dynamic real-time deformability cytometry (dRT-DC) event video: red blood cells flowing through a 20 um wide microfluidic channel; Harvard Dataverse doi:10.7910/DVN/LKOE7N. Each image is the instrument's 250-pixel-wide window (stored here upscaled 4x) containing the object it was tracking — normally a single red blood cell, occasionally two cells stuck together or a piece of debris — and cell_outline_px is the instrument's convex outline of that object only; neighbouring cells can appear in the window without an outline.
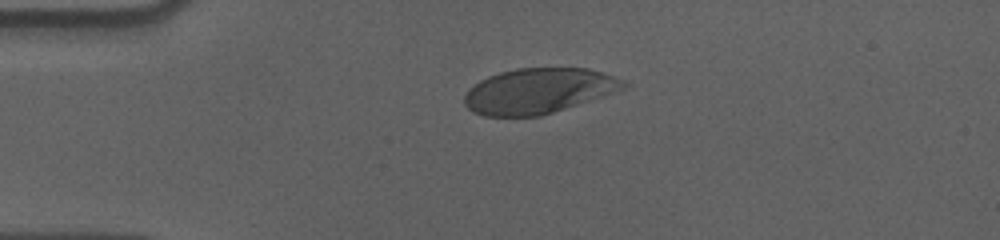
{"species": "human", "species_latin": "Homo sapiens", "temperature_condition": "cold", "stored_images_in_passage": 44, "camera_frame_rate_fps": 3000, "um_per_image_px": 0.085, "donor": {"sex": "male"}, "frame": {"image": 1, "passage_image": 1, "time_ms": 0.0, "image_size_px": [1000, 240], "cell_outline_px": [[628, 84], [624, 88], [540, 116], [484, 116], [472, 112], [464, 104], [464, 96], [468, 88], [480, 80], [488, 76], [500, 72], [516, 68], [588, 68], [624, 80]], "centroid_in_image_um": [45.69, 7.72], "position_along_channel_um": 39.3, "area_um2": 41.5}}
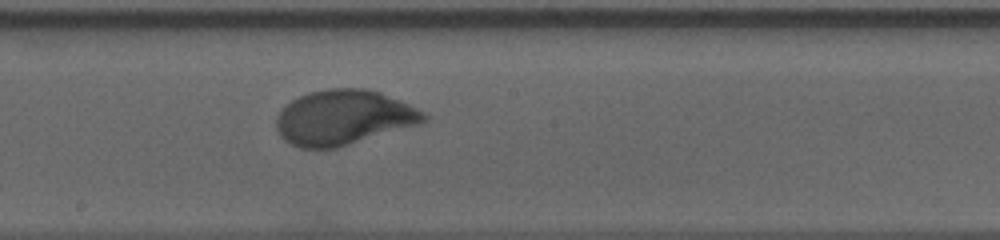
{"frame": {"image": 2, "passage_image": 19, "time_ms": 6.0, "image_size_px": [1000, 240], "cell_outline_px": [[428, 120], [420, 124], [336, 148], [300, 148], [284, 140], [280, 136], [276, 128], [276, 116], [292, 100], [308, 92], [328, 88], [368, 88], [380, 92], [400, 100], [424, 112], [428, 116]], "centroid_in_image_um": [29.21, 9.98], "position_along_channel_um": 219.0, "area_um2": 47.16}}
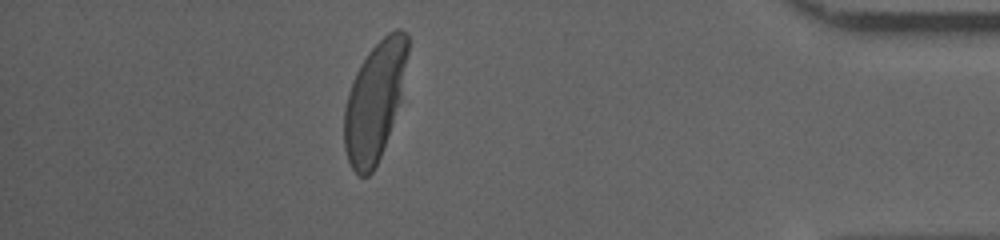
{"frame": {"image": 3, "passage_image": 38, "time_ms": 12.333, "image_size_px": [1000, 240], "cell_outline_px": [[408, 52], [400, 100], [392, 124], [380, 156], [372, 172], [368, 176], [360, 176], [352, 168], [348, 160], [344, 148], [344, 108], [348, 92], [352, 80], [360, 64], [368, 52], [388, 32], [396, 28], [400, 28], [408, 36]], "centroid_in_image_um": [31.83, 8.59], "position_along_channel_um": 403.4, "area_um2": 43.47}, "authors_computed_cell_mechanics": {"area_um2": 45.6909, "velocity_mm_per_s": 3.5617, "shape_relaxation_time_tau1_ms": 3.0359, "shape_relaxation_time_tau2_ms": null, "deformation_change_tau1": 0.1583, "deformation_change_tau2": null}}